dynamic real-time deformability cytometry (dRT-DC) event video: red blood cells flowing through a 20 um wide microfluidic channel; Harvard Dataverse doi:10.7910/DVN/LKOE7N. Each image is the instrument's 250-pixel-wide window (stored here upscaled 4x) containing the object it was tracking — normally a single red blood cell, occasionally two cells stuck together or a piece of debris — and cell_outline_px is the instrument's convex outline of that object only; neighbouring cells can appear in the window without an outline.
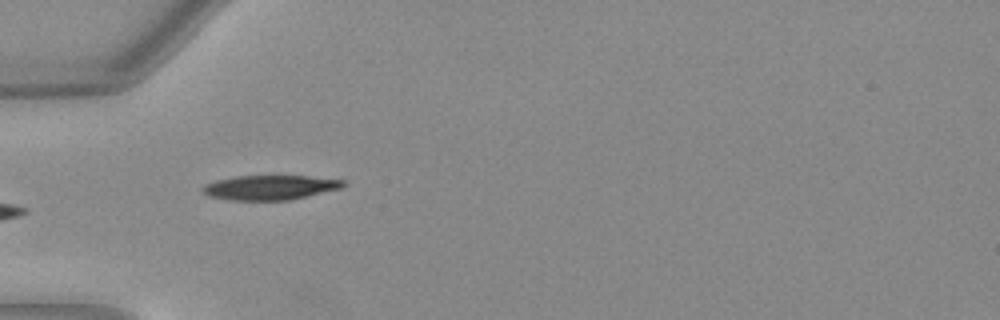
{"species": "Egyptian fruit bat (a non-hibernating species)", "species_latin": "Rousettus aegyptiacus", "temperature_condition": "warm", "stored_images_in_passage": 33, "camera_frame_rate_fps": 3000, "um_per_image_px": 0.085, "animal": {"sex": "female"}, "frame": {"image": 1, "passage_image": 1, "time_ms": 0.0, "image_size_px": [1000, 320], "cell_outline_px": [[344, 184], [340, 188], [288, 200], [232, 200], [212, 196], [204, 192], [200, 188], [204, 184], [216, 180], [236, 176], [308, 176], [344, 180]], "centroid_in_image_um": [22.91, 15.92], "position_along_channel_um": 62.1, "area_um2": 19.77}}
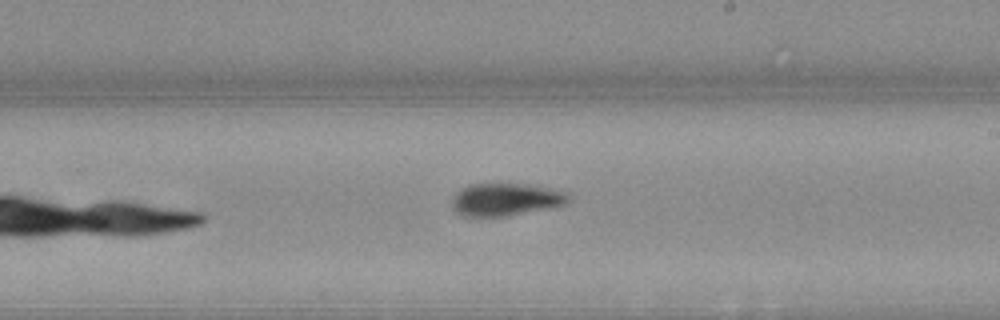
{"frame": {"image": 2, "passage_image": 15, "time_ms": 4.667, "image_size_px": [1000, 320], "cell_outline_px": [[568, 200], [564, 204], [548, 208], [504, 216], [464, 216], [456, 212], [452, 208], [452, 200], [456, 192], [472, 184], [508, 180], [568, 192]], "centroid_in_image_um": [42.95, 16.9], "position_along_channel_um": 246.0, "area_um2": 22.54}}
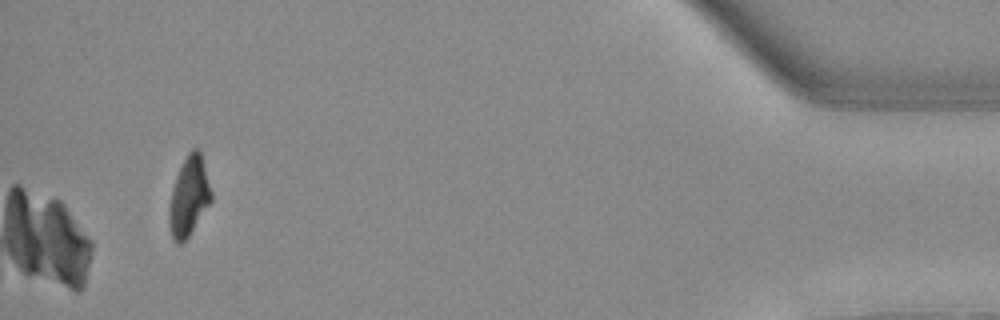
{"frame": {"image": 3, "passage_image": 33, "time_ms": 10.667, "image_size_px": [1000, 320], "cell_outline_px": [[212, 200], [188, 236], [180, 244], [176, 244], [172, 240], [168, 224], [168, 208], [172, 188], [176, 176], [188, 152], [192, 148], [196, 148], [200, 152], [212, 192]], "centroid_in_image_um": [16.03, 16.73], "position_along_channel_um": 419.2, "area_um2": 19.36}, "authors_computed_cell_mechanics": {"area_um2": 22.0218, "velocity_mm_per_s": 4.0366, "shape_relaxation_time_tau1_ms": 3.7379, "shape_relaxation_time_tau2_ms": 2.6694, "deformation_change_tau1": 0.1903, "deformation_change_tau2": 0.0752}}